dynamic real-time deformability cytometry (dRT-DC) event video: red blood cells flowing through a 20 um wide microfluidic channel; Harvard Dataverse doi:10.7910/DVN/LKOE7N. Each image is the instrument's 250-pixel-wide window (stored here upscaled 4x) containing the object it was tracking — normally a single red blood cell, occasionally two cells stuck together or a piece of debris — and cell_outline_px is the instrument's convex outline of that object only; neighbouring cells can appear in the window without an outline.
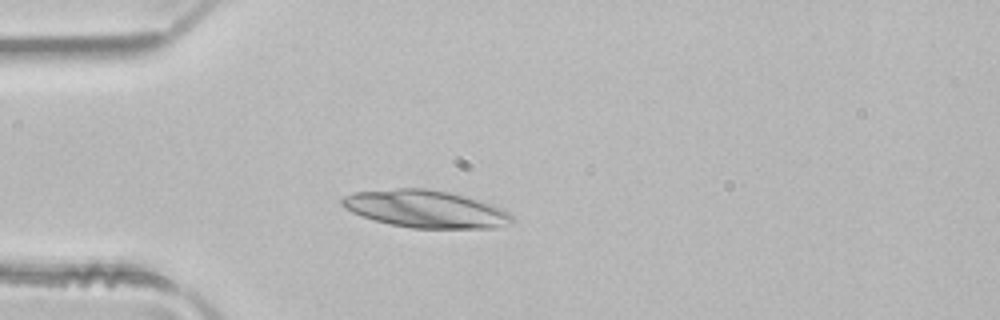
{"species": "common noctule bat (a hibernating species)", "species_latin": "Nyctalus noctula", "temperature_condition": "room temperature", "stored_images_in_passage": 1, "camera_frame_rate_fps": 3000, "um_per_image_px": 0.085, "animal": {"sex": "male", "body_mass_g": 21.5, "forearm_length_mm": 52.0}, "frame": {"image": 1, "passage_image": 1, "time_ms": 0.0, "image_size_px": [1000, 320], "cell_outline_px": [[516, 220], [512, 224], [496, 228], [412, 228], [392, 224], [376, 220], [352, 212], [344, 208], [340, 204], [340, 200], [344, 196], [356, 192], [400, 188], [424, 188], [448, 192], [480, 200], [492, 204], [508, 212]], "centroid_in_image_um": [36.22, 17.77], "position_along_channel_um": 48.8, "area_um2": 36.93}}